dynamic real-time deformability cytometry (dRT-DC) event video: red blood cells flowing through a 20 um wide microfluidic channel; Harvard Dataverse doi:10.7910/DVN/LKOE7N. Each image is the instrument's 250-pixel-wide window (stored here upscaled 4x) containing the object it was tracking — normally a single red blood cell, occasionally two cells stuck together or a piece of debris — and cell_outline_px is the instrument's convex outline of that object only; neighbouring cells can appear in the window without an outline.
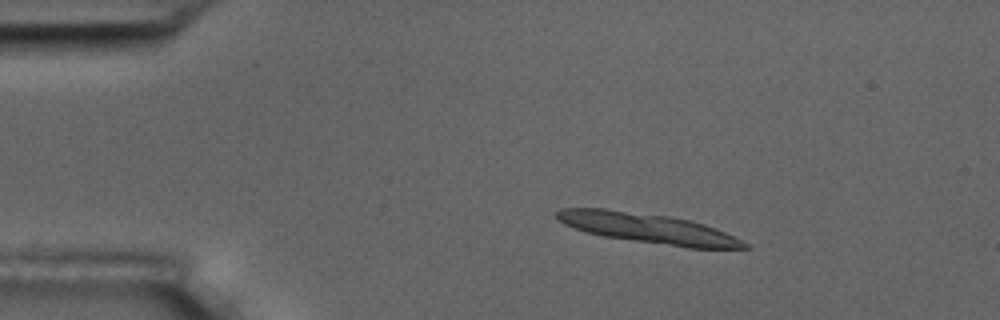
{"species": "common noctule bat (a hibernating species)", "species_latin": "Nyctalus noctula", "temperature_condition": "room temperature", "stored_images_in_passage": 5, "camera_frame_rate_fps": 3000, "um_per_image_px": 0.085, "animal": {"sex": "male", "body_mass_g": 17.5, "forearm_length_mm": 52.3}, "frame": {"image": 1, "passage_image": 3, "time_ms": 2.667, "image_size_px": [1000, 320], "cell_outline_px": [[752, 248], [688, 248], [604, 236], [588, 232], [564, 224], [556, 220], [556, 212], [560, 208], [604, 208], [672, 216], [704, 224], [724, 232], [748, 244]], "centroid_in_image_um": [55.05, 19.39], "position_along_channel_um": 30.0, "area_um2": 32.43}}